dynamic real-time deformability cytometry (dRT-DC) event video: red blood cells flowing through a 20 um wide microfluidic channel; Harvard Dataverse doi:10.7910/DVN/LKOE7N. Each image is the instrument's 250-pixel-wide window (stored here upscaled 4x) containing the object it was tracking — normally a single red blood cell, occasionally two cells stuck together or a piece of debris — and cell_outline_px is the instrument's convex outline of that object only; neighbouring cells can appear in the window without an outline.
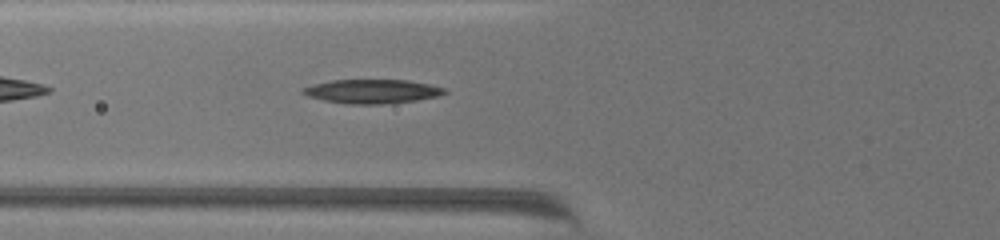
{"species": "common noctule bat (a hibernating species)", "species_latin": "Nyctalus noctula", "temperature_condition": "warm", "stored_images_in_passage": 49, "camera_frame_rate_fps": 3000, "um_per_image_px": 0.085, "animal": {"sex": "female", "body_mass_g": 19.5, "forearm_length_mm": 54.1}, "frame": {"image": 1, "passage_image": 6, "time_ms": 1.667, "image_size_px": [1000, 240], "cell_outline_px": [[448, 92], [440, 96], [416, 100], [380, 104], [348, 104], [324, 100], [308, 96], [300, 92], [300, 88], [312, 84], [332, 80], [408, 80], [428, 84], [444, 88]], "centroid_in_image_um": [31.6, 7.76], "position_along_channel_um": 94.2, "area_um2": 19.83}}
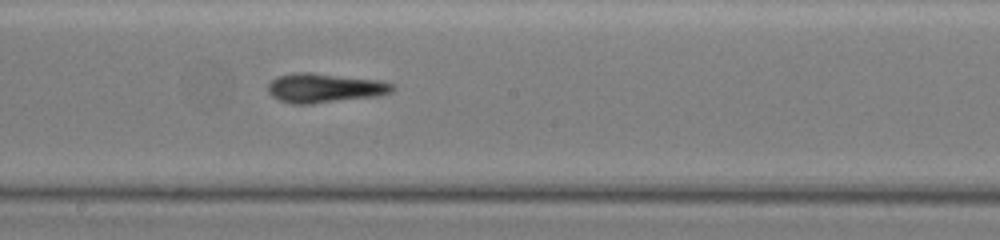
{"frame": {"image": 2, "passage_image": 19, "time_ms": 6.0, "image_size_px": [1000, 240], "cell_outline_px": [[396, 88], [392, 92], [380, 96], [312, 104], [292, 104], [280, 100], [272, 96], [268, 92], [268, 84], [272, 80], [280, 76], [296, 72], [308, 72], [380, 80], [396, 84]], "centroid_in_image_um": [27.65, 7.49], "position_along_channel_um": 220.5, "area_um2": 21.44}}
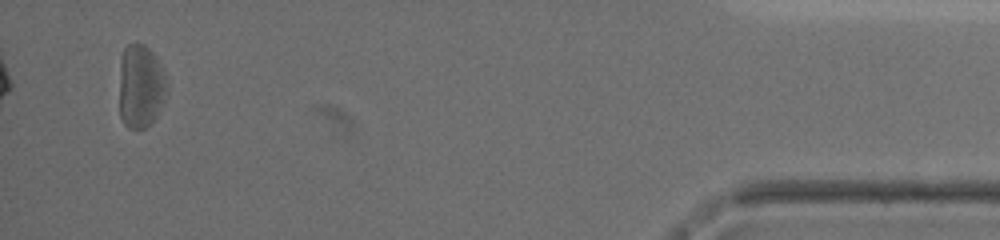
{"frame": {"image": 3, "passage_image": 47, "time_ms": 15.333, "image_size_px": [1000, 240], "cell_outline_px": [[168, 92], [156, 116], [144, 128], [128, 128], [124, 124], [120, 116], [120, 56], [124, 48], [128, 44], [144, 44], [156, 56], [168, 84]], "centroid_in_image_um": [11.95, 7.32], "position_along_channel_um": 423.2, "area_um2": 23.18}, "authors_computed_cell_mechanics": {"area_um2": 21.2126, "velocity_mm_per_s": 2.9171, "shape_relaxation_time_tau1_ms": 6.6511, "shape_relaxation_time_tau2_ms": 2.4172, "deformation_change_tau1": 0.1639, "deformation_change_tau2": 0.1192}}